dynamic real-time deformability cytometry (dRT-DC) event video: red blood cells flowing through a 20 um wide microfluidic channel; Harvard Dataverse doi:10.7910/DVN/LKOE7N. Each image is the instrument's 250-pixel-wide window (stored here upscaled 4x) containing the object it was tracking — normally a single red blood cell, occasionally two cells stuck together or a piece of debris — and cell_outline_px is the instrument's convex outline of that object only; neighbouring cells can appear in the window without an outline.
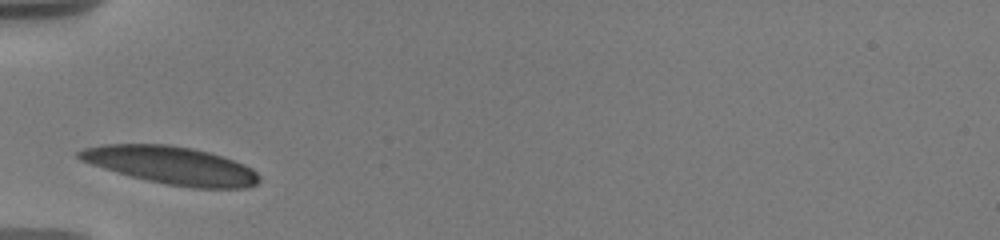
{"species": "human", "species_latin": "Homo sapiens", "temperature_condition": "warm", "stored_images_in_passage": 19, "camera_frame_rate_fps": 3000, "um_per_image_px": 0.085, "donor": {"sex": "male"}, "frame": {"image": 1, "passage_image": 1, "time_ms": 0.0, "image_size_px": [1000, 240], "cell_outline_px": [[260, 180], [256, 184], [248, 188], [196, 188], [168, 184], [148, 180], [132, 176], [104, 168], [80, 160], [76, 156], [76, 152], [84, 148], [100, 144], [168, 144], [192, 148], [208, 152], [244, 164], [252, 168], [260, 176]], "centroid_in_image_um": [14.56, 14.04], "position_along_channel_um": 70.4, "area_um2": 39.36}}
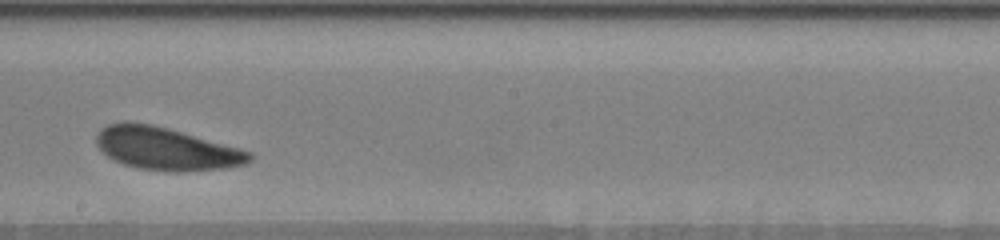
{"frame": {"image": 2, "passage_image": 12, "time_ms": 4.667, "image_size_px": [1000, 240], "cell_outline_px": [[252, 160], [248, 164], [228, 168], [176, 172], [172, 172], [136, 168], [124, 164], [108, 156], [96, 144], [96, 136], [100, 128], [108, 124], [124, 120], [128, 120], [152, 124], [168, 128], [240, 148], [252, 152]], "centroid_in_image_um": [14.14, 12.63], "position_along_channel_um": 234.1, "area_um2": 38.44}}
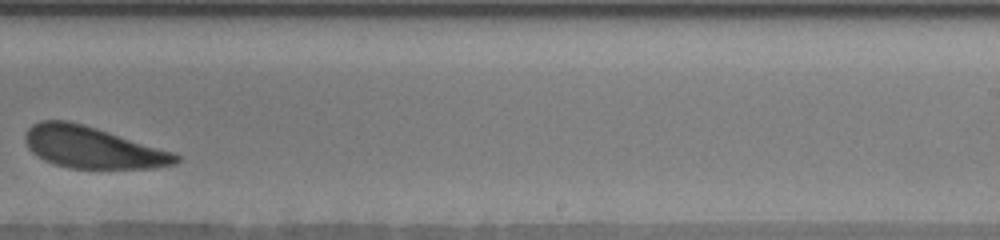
{"frame": {"image": 3, "passage_image": 14, "time_ms": 6.0, "image_size_px": [1000, 240], "cell_outline_px": [[180, 160], [176, 164], [152, 168], [68, 168], [44, 160], [36, 156], [28, 148], [24, 140], [24, 136], [28, 128], [32, 124], [40, 120], [68, 120], [84, 124], [176, 152], [180, 156]], "centroid_in_image_um": [7.87, 12.52], "position_along_channel_um": 281.1, "area_um2": 36.88}, "authors_computed_cell_mechanics": {"area_um2": 38.2058, "velocity_mm_per_s": 3.5446, "shape_relaxation_time_tau1_ms": 1.7011, "shape_relaxation_time_tau2_ms": 3.2861, "deformation_change_tau1": 0.0987, "deformation_change_tau2": 0.1095}}